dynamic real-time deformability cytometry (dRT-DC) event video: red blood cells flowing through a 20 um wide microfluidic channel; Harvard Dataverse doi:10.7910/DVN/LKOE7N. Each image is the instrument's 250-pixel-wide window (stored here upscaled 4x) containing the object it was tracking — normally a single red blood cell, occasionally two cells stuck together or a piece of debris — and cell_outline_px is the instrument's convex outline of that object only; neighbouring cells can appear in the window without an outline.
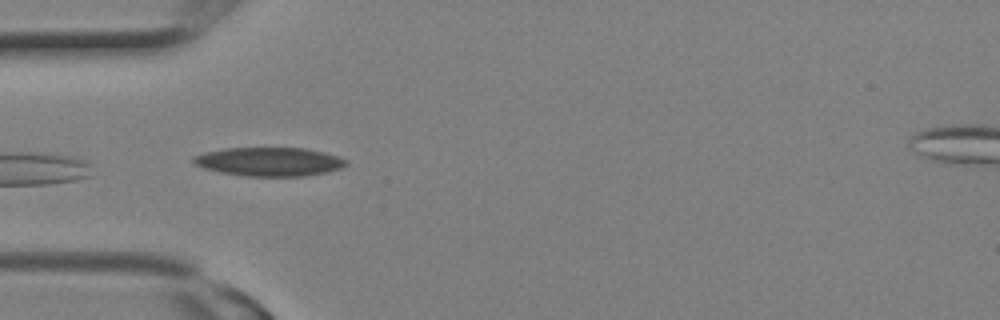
{"species": "Egyptian fruit bat (a non-hibernating species)", "species_latin": "Rousettus aegyptiacus", "temperature_condition": "room temperature", "stored_images_in_passage": 5, "camera_frame_rate_fps": 3000, "um_per_image_px": 0.085, "animal": {"sex": "female"}, "frame": {"image": 1, "passage_image": 2, "time_ms": 0.333, "image_size_px": [1000, 320], "cell_outline_px": [[348, 164], [340, 168], [328, 172], [308, 176], [248, 176], [220, 172], [204, 168], [192, 164], [192, 156], [204, 152], [224, 148], [308, 148], [324, 152], [348, 160]], "centroid_in_image_um": [22.88, 13.74], "position_along_channel_um": 62.1, "area_um2": 25.78}}